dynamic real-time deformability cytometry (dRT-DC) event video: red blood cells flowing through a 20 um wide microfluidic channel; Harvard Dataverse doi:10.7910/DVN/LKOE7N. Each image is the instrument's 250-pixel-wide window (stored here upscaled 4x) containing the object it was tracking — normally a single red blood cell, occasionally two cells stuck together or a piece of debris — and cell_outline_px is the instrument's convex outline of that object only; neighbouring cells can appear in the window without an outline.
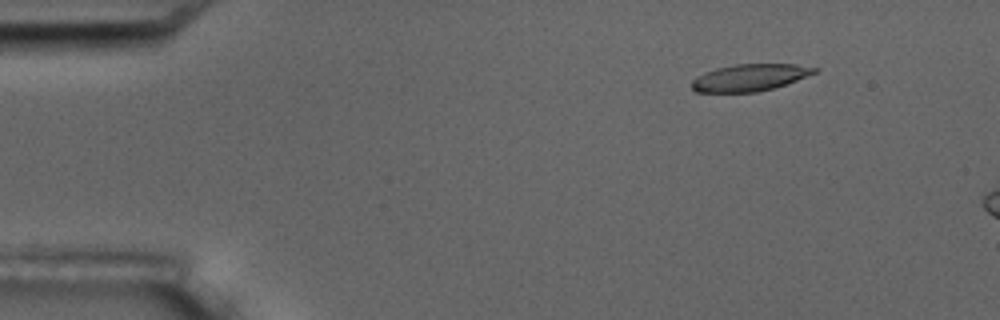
{"species": "common noctule bat (a hibernating species)", "species_latin": "Nyctalus noctula", "temperature_condition": "room temperature", "stored_images_in_passage": 4, "camera_frame_rate_fps": 3000, "um_per_image_px": 0.085, "animal": {"sex": "male", "body_mass_g": 17.5, "forearm_length_mm": 52.3}, "frame": {"image": 1, "passage_image": 2, "time_ms": 1.0, "image_size_px": [1000, 320], "cell_outline_px": [[820, 68], [816, 72], [796, 80], [772, 88], [756, 92], [696, 92], [692, 88], [692, 80], [696, 76], [704, 72], [716, 68], [736, 64], [796, 64]], "centroid_in_image_um": [63.7, 6.58], "position_along_channel_um": 21.3, "area_um2": 19.13}}